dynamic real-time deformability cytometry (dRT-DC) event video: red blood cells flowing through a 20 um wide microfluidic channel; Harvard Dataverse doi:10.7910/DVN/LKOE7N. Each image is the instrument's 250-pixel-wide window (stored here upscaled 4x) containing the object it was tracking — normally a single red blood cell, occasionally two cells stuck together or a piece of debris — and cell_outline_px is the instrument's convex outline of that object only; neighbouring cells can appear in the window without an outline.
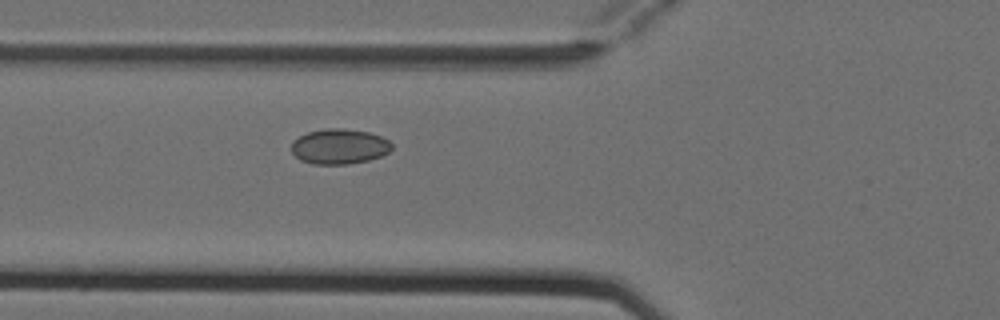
{"species": "Egyptian fruit bat (a non-hibernating species)", "species_latin": "Rousettus aegyptiacus", "temperature_condition": "cold", "stored_images_in_passage": 2, "camera_frame_rate_fps": 3000, "um_per_image_px": 0.085, "animal": {"sex": "female"}, "frame": {"image": 1, "passage_image": 2, "time_ms": 0.333, "image_size_px": [1000, 320], "cell_outline_px": [[392, 148], [388, 152], [380, 156], [368, 160], [348, 164], [312, 164], [300, 160], [292, 152], [292, 140], [308, 132], [324, 128], [344, 128], [368, 132], [380, 136], [388, 140], [392, 144]], "centroid_in_image_um": [28.83, 12.44], "position_along_channel_um": 97.0, "area_um2": 20.58}}